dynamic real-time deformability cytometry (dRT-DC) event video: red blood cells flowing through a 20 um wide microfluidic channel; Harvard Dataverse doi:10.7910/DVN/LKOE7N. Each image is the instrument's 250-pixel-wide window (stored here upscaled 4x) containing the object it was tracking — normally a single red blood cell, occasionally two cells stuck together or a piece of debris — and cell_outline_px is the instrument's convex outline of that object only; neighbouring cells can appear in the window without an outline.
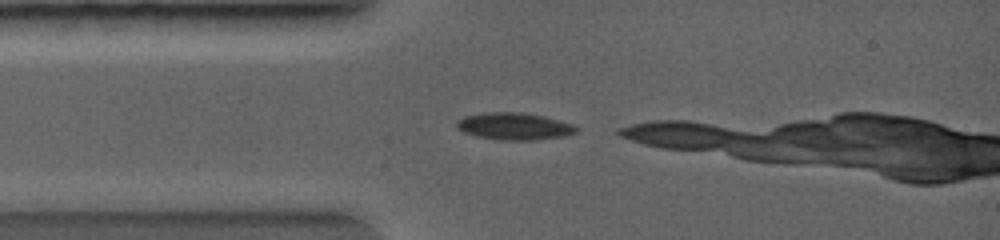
{"species": "common noctule bat (a hibernating species)", "species_latin": "Nyctalus noctula", "temperature_condition": "warm", "stored_images_in_passage": 3, "camera_frame_rate_fps": 5000, "um_per_image_px": 0.085, "animal": {"sex": "female", "body_mass_g": 19.0, "forearm_length_mm": 56.7}, "frame": {"image": 1, "passage_image": 1, "time_ms": 0.0, "image_size_px": [1000, 240], "cell_outline_px": [[580, 132], [564, 136], [536, 140], [500, 140], [476, 136], [464, 132], [456, 128], [456, 120], [464, 116], [484, 112], [520, 112], [544, 116], [572, 124], [580, 128]], "centroid_in_image_um": [43.72, 10.73], "position_along_channel_um": 41.3, "area_um2": 19.13}}